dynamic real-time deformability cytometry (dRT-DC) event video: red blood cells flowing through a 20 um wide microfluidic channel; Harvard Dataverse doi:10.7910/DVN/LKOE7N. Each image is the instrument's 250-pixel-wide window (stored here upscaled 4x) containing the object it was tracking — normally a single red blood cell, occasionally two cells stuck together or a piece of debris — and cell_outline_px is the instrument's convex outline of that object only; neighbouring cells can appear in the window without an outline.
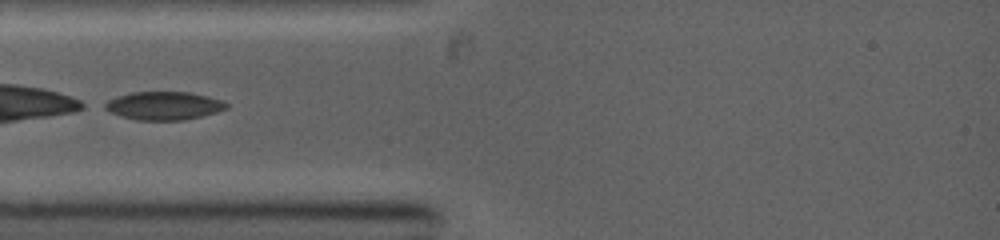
{"species": "common noctule bat (a hibernating species)", "species_latin": "Nyctalus noctula", "temperature_condition": "warm", "stored_images_in_passage": 3, "camera_frame_rate_fps": 5000, "um_per_image_px": 0.085, "animal": {"sex": "female", "body_mass_g": 19.0, "forearm_length_mm": 53.3}, "frame": {"image": 1, "passage_image": 1, "time_ms": 0.0, "image_size_px": [1000, 240], "cell_outline_px": [[228, 108], [216, 112], [184, 120], [136, 120], [120, 116], [104, 108], [100, 104], [116, 96], [132, 92], [188, 92], [220, 100], [228, 104]], "centroid_in_image_um": [13.86, 8.99], "position_along_channel_um": 71.1, "area_um2": 19.88}}